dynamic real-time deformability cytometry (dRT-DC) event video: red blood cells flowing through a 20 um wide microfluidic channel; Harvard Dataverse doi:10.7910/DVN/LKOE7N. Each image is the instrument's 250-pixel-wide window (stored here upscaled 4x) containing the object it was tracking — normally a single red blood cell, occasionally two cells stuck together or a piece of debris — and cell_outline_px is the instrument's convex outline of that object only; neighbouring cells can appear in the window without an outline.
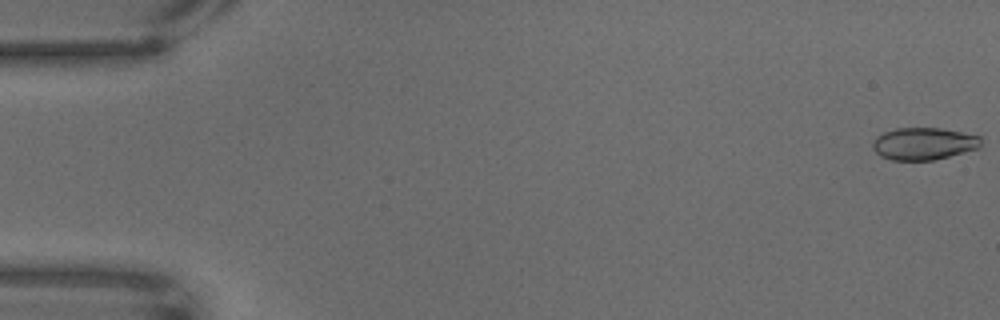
{"species": "common noctule bat (a hibernating species)", "species_latin": "Nyctalus noctula", "temperature_condition": "warm", "stored_images_in_passage": 68, "camera_frame_rate_fps": 3000, "um_per_image_px": 0.085, "animal": {"sex": "male", "body_mass_g": 18.8}, "frame": {"image": 1, "passage_image": 1, "time_ms": 0.0, "image_size_px": [1000, 320], "cell_outline_px": [[980, 148], [932, 160], [892, 160], [880, 156], [872, 148], [872, 140], [876, 136], [884, 132], [896, 128], [940, 128], [980, 136]], "centroid_in_image_um": [78.47, 12.21], "position_along_channel_um": 6.5, "area_um2": 20.29}}
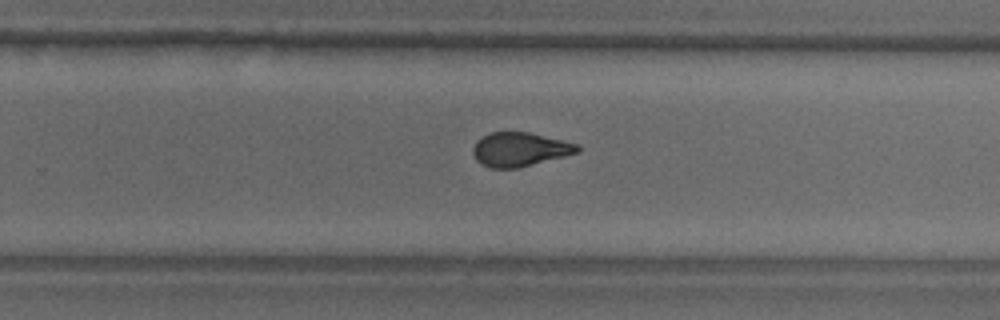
{"frame": {"image": 2, "passage_image": 44, "time_ms": 14.333, "image_size_px": [1000, 320], "cell_outline_px": [[580, 152], [516, 168], [488, 168], [480, 164], [476, 160], [472, 152], [472, 148], [476, 140], [492, 132], [528, 132], [580, 144]], "centroid_in_image_um": [44.16, 12.7], "position_along_channel_um": 285.6, "area_um2": 20.69}}
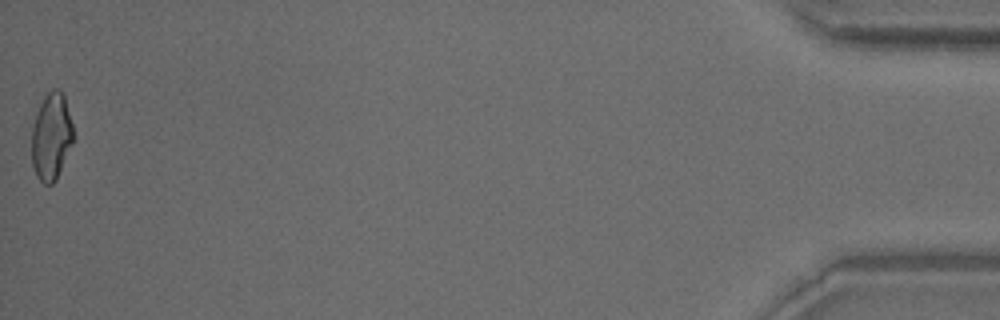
{"frame": {"image": 3, "passage_image": 68, "time_ms": 22.333, "image_size_px": [1000, 320], "cell_outline_px": [[76, 136], [56, 180], [52, 184], [44, 184], [36, 176], [32, 164], [32, 128], [36, 112], [44, 96], [52, 88], [60, 88], [64, 92]], "centroid_in_image_um": [4.39, 11.57], "position_along_channel_um": 430.8, "area_um2": 21.68}}